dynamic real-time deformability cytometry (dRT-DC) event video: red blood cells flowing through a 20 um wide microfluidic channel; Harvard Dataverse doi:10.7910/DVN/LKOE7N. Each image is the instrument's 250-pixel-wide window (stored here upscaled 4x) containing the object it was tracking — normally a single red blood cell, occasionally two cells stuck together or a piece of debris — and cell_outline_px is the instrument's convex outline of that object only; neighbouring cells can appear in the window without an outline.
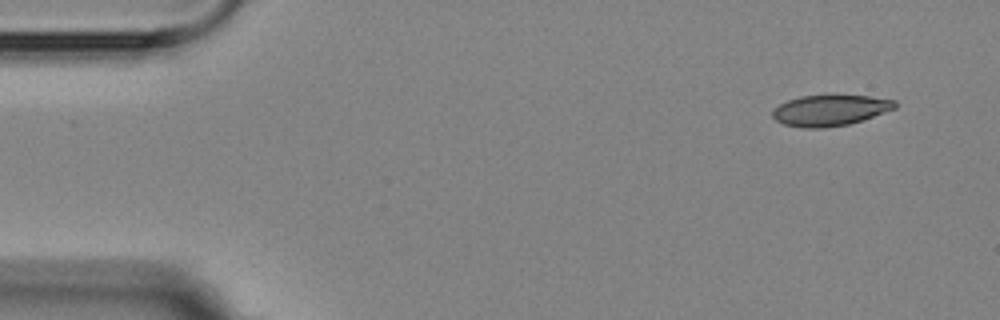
{"species": "Egyptian fruit bat (a non-hibernating species)", "species_latin": "Rousettus aegyptiacus", "temperature_condition": "room temperature", "stored_images_in_passage": 4, "camera_frame_rate_fps": 3000, "um_per_image_px": 0.085, "animal": {"sex": "female"}, "frame": {"image": 1, "passage_image": 1, "time_ms": 0.0, "image_size_px": [1000, 320], "cell_outline_px": [[896, 108], [848, 124], [824, 128], [808, 128], [784, 124], [776, 120], [772, 116], [772, 108], [788, 100], [800, 96], [868, 96], [896, 100]], "centroid_in_image_um": [70.52, 9.38], "position_along_channel_um": 14.5, "area_um2": 21.68}}